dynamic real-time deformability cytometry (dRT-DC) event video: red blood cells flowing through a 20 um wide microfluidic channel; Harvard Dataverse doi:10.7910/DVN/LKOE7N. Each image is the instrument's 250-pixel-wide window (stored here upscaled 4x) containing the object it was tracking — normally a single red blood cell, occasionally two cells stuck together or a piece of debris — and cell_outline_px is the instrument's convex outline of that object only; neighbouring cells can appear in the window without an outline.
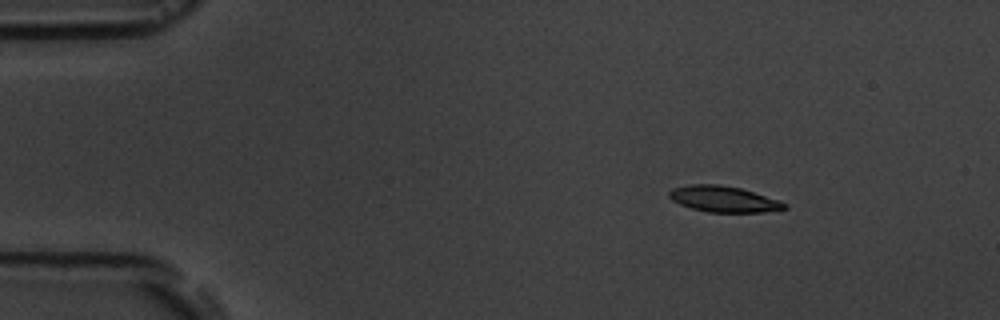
{"species": "common noctule bat (a hibernating species)", "species_latin": "Nyctalus noctula", "temperature_condition": "room temperature", "stored_images_in_passage": 6, "camera_frame_rate_fps": 3000, "um_per_image_px": 0.085, "animal": {"sex": "male", "body_mass_g": 19.5, "forearm_length_mm": 54.6}, "frame": {"image": 1, "passage_image": 3, "time_ms": 2.333, "image_size_px": [1000, 320], "cell_outline_px": [[788, 208], [764, 212], [708, 212], [692, 208], [680, 204], [672, 200], [668, 196], [668, 192], [672, 188], [692, 184], [720, 184], [740, 188], [780, 200], [788, 204]], "centroid_in_image_um": [61.52, 16.92], "position_along_channel_um": 23.5, "area_um2": 17.51}}
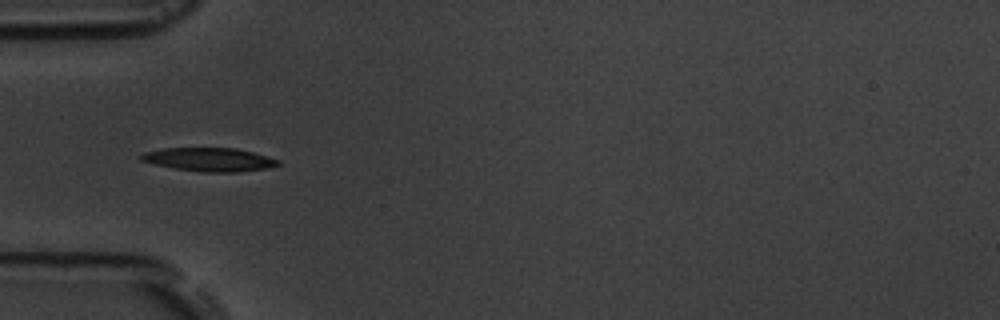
{"frame": {"image": 2, "passage_image": 5, "time_ms": 5.667, "image_size_px": [1000, 320], "cell_outline_px": [[280, 164], [268, 168], [236, 172], [204, 172], [176, 168], [156, 164], [140, 160], [136, 156], [144, 152], [160, 148], [236, 148], [252, 152], [280, 160]], "centroid_in_image_um": [17.76, 13.55], "position_along_channel_um": 67.2, "area_um2": 18.73}}
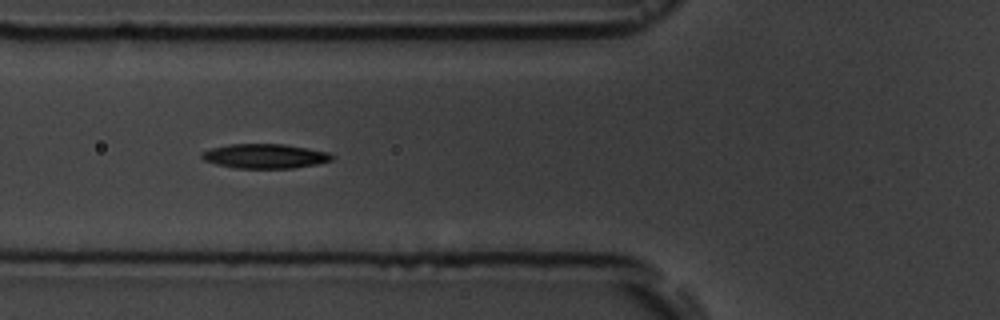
{"frame": {"image": 3, "passage_image": 6, "time_ms": 6.667, "image_size_px": [1000, 320], "cell_outline_px": [[332, 160], [316, 164], [292, 168], [236, 168], [216, 164], [204, 160], [200, 156], [200, 152], [212, 148], [228, 144], [284, 144], [308, 148], [328, 152], [332, 156]], "centroid_in_image_um": [22.48, 13.26], "position_along_channel_um": 103.3, "area_um2": 18.5}}